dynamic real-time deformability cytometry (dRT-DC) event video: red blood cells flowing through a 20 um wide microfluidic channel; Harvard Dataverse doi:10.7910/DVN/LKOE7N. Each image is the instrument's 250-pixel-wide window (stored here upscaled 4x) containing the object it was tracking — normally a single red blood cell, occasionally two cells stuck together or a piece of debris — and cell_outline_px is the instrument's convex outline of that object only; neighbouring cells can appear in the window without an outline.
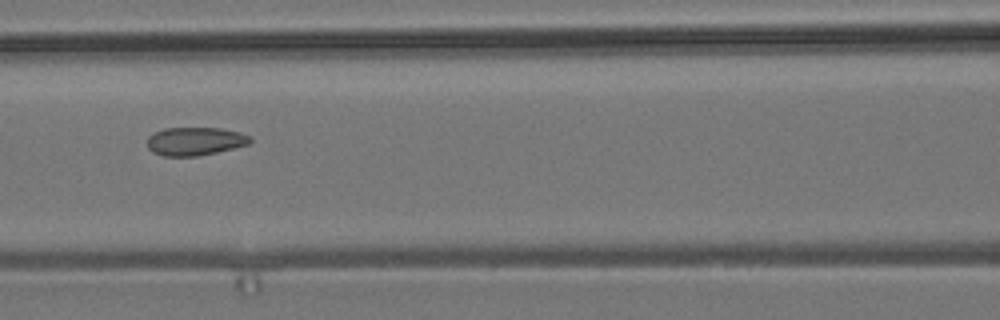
{"species": "common noctule bat (a hibernating species)", "species_latin": "Nyctalus noctula", "temperature_condition": "room temperature", "stored_images_in_passage": 6, "camera_frame_rate_fps": 3000, "um_per_image_px": 0.085, "animal": {"sex": "male", "body_mass_g": 19.2, "forearm_length_mm": 51.8}, "frame": {"image": 1, "passage_image": 5, "time_ms": 4.667, "image_size_px": [1000, 320], "cell_outline_px": [[252, 140], [248, 144], [216, 152], [196, 156], [164, 156], [152, 152], [148, 148], [148, 136], [164, 128], [220, 128], [240, 132], [252, 136]], "centroid_in_image_um": [16.58, 12.0], "position_along_channel_um": 150.0, "area_um2": 16.88}}
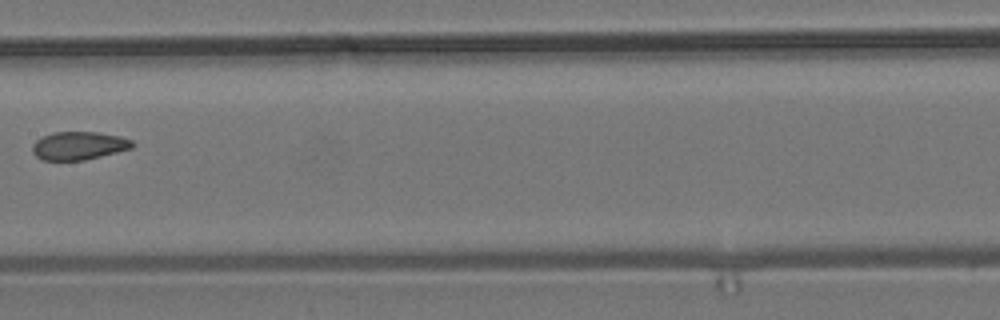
{"frame": {"image": 2, "passage_image": 6, "time_ms": 6.0, "image_size_px": [1000, 320], "cell_outline_px": [[136, 144], [132, 148], [84, 160], [44, 160], [36, 156], [32, 152], [32, 144], [36, 140], [52, 132], [100, 132], [120, 136], [132, 140]], "centroid_in_image_um": [6.71, 12.37], "position_along_channel_um": 200.7, "area_um2": 16.42}}